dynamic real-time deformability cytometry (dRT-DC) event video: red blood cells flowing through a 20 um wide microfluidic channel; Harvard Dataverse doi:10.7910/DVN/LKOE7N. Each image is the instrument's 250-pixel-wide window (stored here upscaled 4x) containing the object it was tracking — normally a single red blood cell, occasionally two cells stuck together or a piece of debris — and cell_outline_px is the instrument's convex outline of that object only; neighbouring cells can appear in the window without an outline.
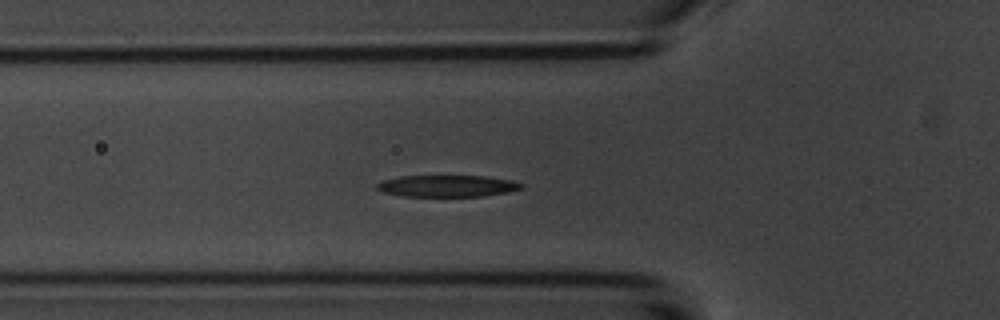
{"species": "common noctule bat (a hibernating species)", "species_latin": "Nyctalus noctula", "temperature_condition": "room temperature", "stored_images_in_passage": 54, "camera_frame_rate_fps": 3000, "um_per_image_px": 0.085, "animal": {"sex": "male", "body_mass_g": 20.1, "forearm_length_mm": 53.5}, "frame": {"image": 1, "passage_image": 17, "time_ms": 5.333, "image_size_px": [1000, 320], "cell_outline_px": [[524, 188], [508, 192], [484, 196], [400, 196], [384, 192], [376, 188], [376, 184], [384, 180], [400, 176], [484, 176], [512, 180], [524, 184]], "centroid_in_image_um": [38.05, 15.81], "position_along_channel_um": 87.8, "area_um2": 18.26}}
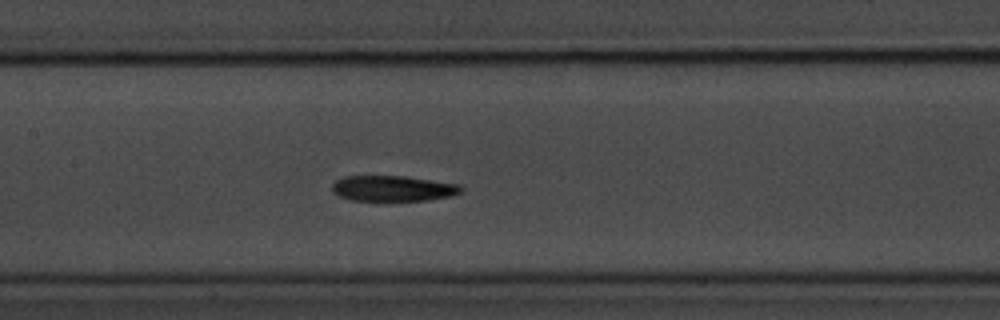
{"frame": {"image": 2, "passage_image": 24, "time_ms": 7.667, "image_size_px": [1000, 320], "cell_outline_px": [[464, 192], [452, 196], [428, 200], [388, 204], [384, 204], [352, 200], [336, 196], [332, 192], [332, 184], [340, 176], [404, 176], [460, 184], [464, 188]], "centroid_in_image_um": [33.38, 16.07], "position_along_channel_um": 174.0, "area_um2": 20.63}}
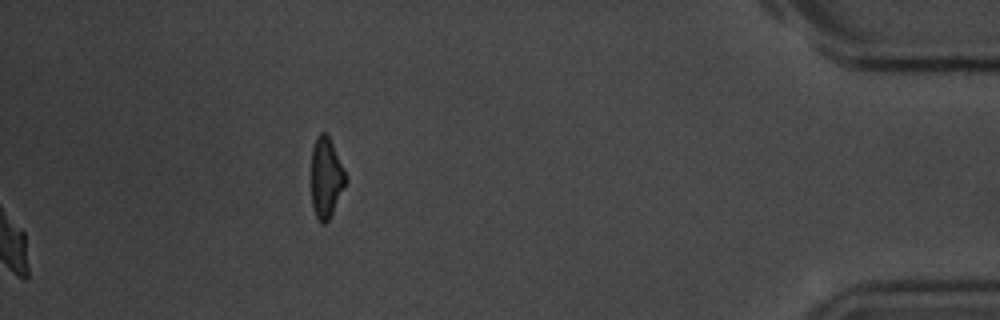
{"frame": {"image": 3, "passage_image": 54, "time_ms": 17.667, "image_size_px": [1000, 320], "cell_outline_px": [[348, 180], [328, 220], [324, 224], [316, 216], [312, 208], [312, 148], [316, 136], [320, 132], [324, 132], [328, 136], [332, 144]], "centroid_in_image_um": [27.71, 15.09], "position_along_channel_um": 407.5, "area_um2": 15.72}, "authors_computed_cell_mechanics": {"area_um2": 19.3052, "velocity_mm_per_s": 3.665, "shape_relaxation_time_tau1_ms": 2.8159, "shape_relaxation_time_tau2_ms": null, "deformation_change_tau1": 0.1645, "deformation_change_tau2": null}}